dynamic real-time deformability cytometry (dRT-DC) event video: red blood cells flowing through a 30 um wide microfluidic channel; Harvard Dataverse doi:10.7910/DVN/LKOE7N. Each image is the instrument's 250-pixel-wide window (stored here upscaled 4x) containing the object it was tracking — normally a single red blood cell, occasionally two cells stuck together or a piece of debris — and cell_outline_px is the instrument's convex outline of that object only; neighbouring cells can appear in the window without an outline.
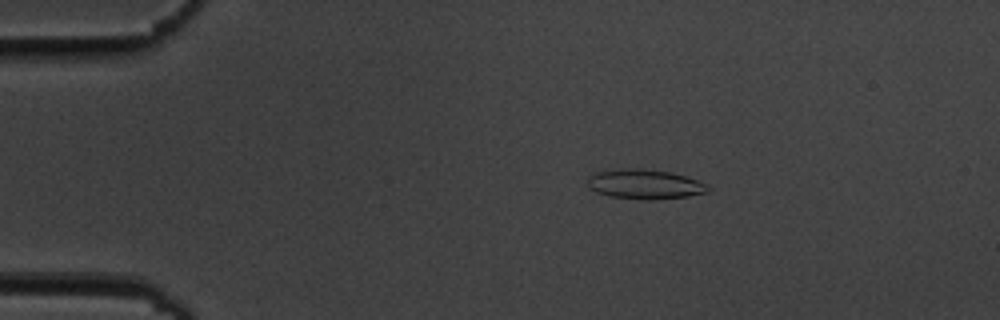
{"species": "common noctule bat (a hibernating species)", "species_latin": "Nyctalus noctula", "temperature_condition": "cold", "stored_images_in_passage": 15, "camera_frame_rate_fps": 3000, "um_per_image_px": 0.085, "animal": {"sex": "male", "body_mass_g": 19.5, "forearm_length_mm": 54.6}, "frame": {"image": 1, "passage_image": 9, "time_ms": 2.667, "image_size_px": [1000, 320], "cell_outline_px": [[712, 188], [708, 192], [688, 196], [652, 200], [640, 200], [608, 196], [596, 192], [588, 188], [588, 176], [596, 172], [624, 168], [636, 168], [672, 172], [708, 184]], "centroid_in_image_um": [54.8, 15.67], "position_along_channel_um": 30.2, "area_um2": 21.04}}